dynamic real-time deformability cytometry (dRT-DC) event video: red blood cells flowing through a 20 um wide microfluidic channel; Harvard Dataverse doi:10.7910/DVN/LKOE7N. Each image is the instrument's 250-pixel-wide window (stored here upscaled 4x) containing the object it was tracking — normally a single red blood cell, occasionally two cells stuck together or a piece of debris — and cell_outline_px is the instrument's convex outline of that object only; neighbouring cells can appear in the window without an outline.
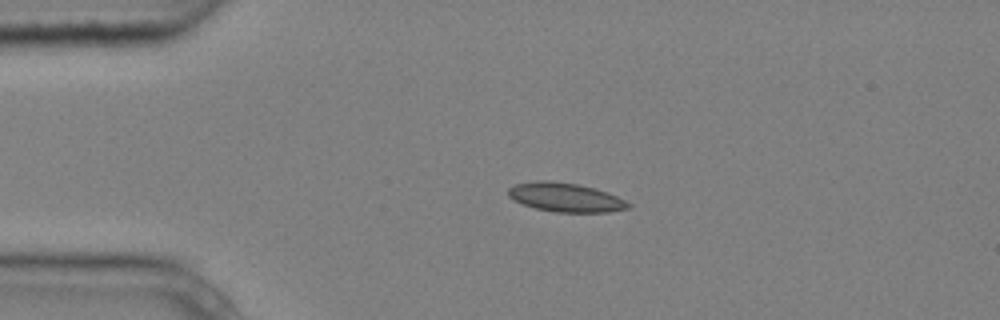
{"species": "common noctule bat (a hibernating species)", "species_latin": "Nyctalus noctula", "temperature_condition": "cold", "stored_images_in_passage": 3, "camera_frame_rate_fps": 3000, "um_per_image_px": 0.085, "animal": {"sex": "male", "body_mass_g": 20.4}, "frame": {"image": 1, "passage_image": 2, "time_ms": 0.333, "image_size_px": [1000, 320], "cell_outline_px": [[632, 204], [628, 208], [608, 212], [556, 212], [536, 208], [512, 200], [508, 196], [508, 188], [516, 184], [536, 180], [548, 180], [576, 184], [596, 188], [608, 192]], "centroid_in_image_um": [48.05, 16.77], "position_along_channel_um": 36.9, "area_um2": 20.23}}